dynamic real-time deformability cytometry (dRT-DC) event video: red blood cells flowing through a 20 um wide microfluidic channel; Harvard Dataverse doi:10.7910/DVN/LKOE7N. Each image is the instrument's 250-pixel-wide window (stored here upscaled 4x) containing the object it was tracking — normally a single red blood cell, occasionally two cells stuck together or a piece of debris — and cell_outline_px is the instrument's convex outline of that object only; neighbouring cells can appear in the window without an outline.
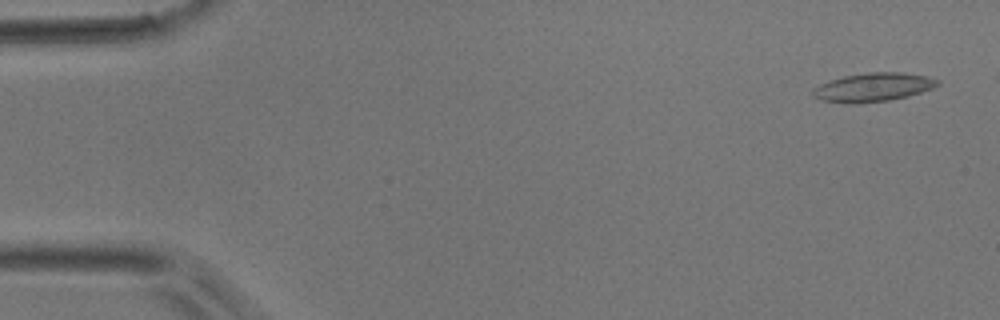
{"species": "common noctule bat (a hibernating species)", "species_latin": "Nyctalus noctula", "temperature_condition": "room temperature", "stored_images_in_passage": 47, "camera_frame_rate_fps": 3000, "um_per_image_px": 0.085, "animal": {"sex": "male", "body_mass_g": 17.9}, "frame": {"image": 1, "passage_image": 2, "time_ms": 0.333, "image_size_px": [1000, 320], "cell_outline_px": [[940, 84], [932, 88], [908, 96], [888, 100], [856, 104], [848, 104], [820, 100], [812, 96], [812, 88], [820, 84], [844, 76], [868, 72], [900, 72], [928, 76], [940, 80]], "centroid_in_image_um": [74.2, 7.42], "position_along_channel_um": 10.8, "area_um2": 20.92}}
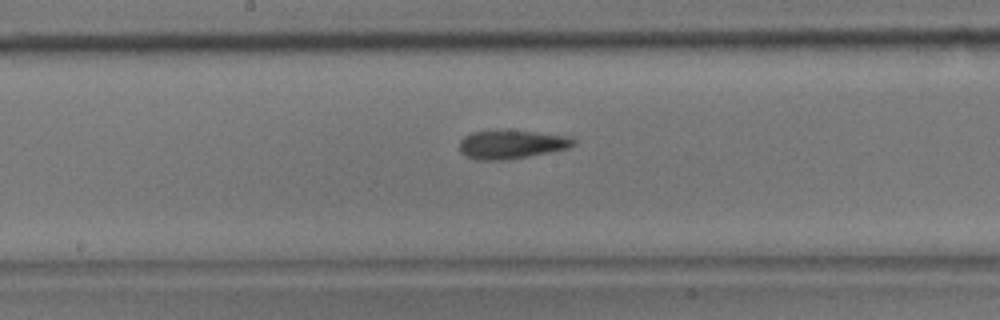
{"frame": {"image": 2, "passage_image": 26, "time_ms": 8.333, "image_size_px": [1000, 320], "cell_outline_px": [[576, 144], [568, 148], [528, 156], [500, 160], [476, 160], [460, 152], [460, 140], [464, 136], [472, 132], [532, 132], [572, 136], [576, 140]], "centroid_in_image_um": [43.5, 12.29], "position_along_channel_um": 204.7, "area_um2": 18.44}}
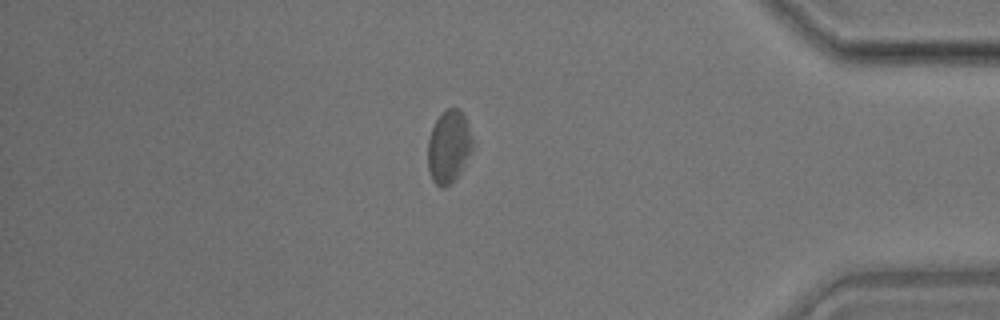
{"frame": {"image": 3, "passage_image": 43, "time_ms": 14.0, "image_size_px": [1000, 320], "cell_outline_px": [[472, 148], [456, 180], [452, 184], [444, 188], [440, 188], [432, 180], [428, 168], [428, 136], [436, 120], [448, 108], [460, 108], [464, 112], [472, 140]], "centroid_in_image_um": [38.13, 12.49], "position_along_channel_um": 397.1, "area_um2": 18.96}}